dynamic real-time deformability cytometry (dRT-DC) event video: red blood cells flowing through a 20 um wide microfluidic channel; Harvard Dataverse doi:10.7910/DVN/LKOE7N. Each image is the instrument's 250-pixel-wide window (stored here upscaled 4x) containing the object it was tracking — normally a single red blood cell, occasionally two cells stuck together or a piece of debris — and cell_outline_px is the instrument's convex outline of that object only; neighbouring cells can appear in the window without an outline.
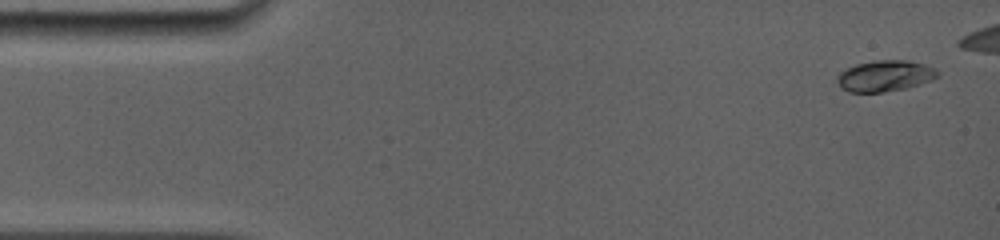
{"species": "common noctule bat (a hibernating species)", "species_latin": "Nyctalus noctula", "temperature_condition": "room temperature", "stored_images_in_passage": 26, "camera_frame_rate_fps": 5000, "um_per_image_px": 0.085, "animal": {"sex": "female", "body_mass_g": 19.0, "forearm_length_mm": 56.7}, "frame": {"image": 1, "passage_image": 1, "time_ms": 0.0, "image_size_px": [1000, 240], "cell_outline_px": [[940, 76], [932, 80], [920, 84], [904, 88], [880, 92], [848, 92], [840, 88], [836, 80], [836, 76], [840, 72], [856, 64], [876, 60], [908, 60], [924, 64], [936, 68], [940, 72]], "centroid_in_image_um": [75.23, 6.44], "position_along_channel_um": 9.8, "area_um2": 18.32}}
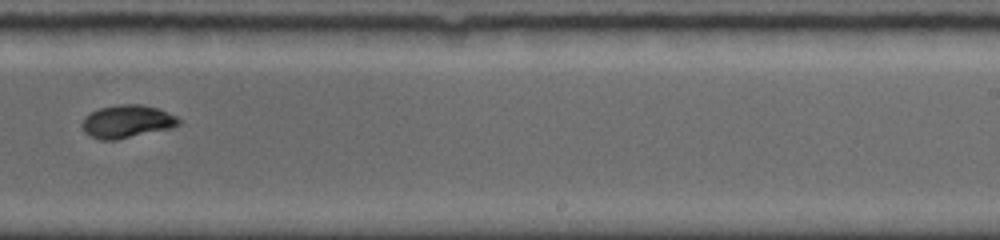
{"frame": {"image": 2, "passage_image": 17, "time_ms": 9.6, "image_size_px": [1000, 240], "cell_outline_px": [[180, 124], [172, 128], [116, 140], [100, 140], [88, 136], [84, 132], [80, 124], [84, 116], [100, 108], [120, 104], [140, 104], [160, 108], [176, 116], [180, 120]], "centroid_in_image_um": [10.78, 10.33], "position_along_channel_um": 278.2, "area_um2": 18.79}}
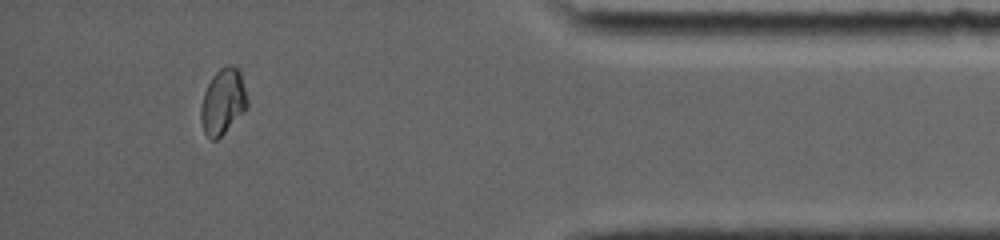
{"frame": {"image": 3, "passage_image": 25, "time_ms": 13.8, "image_size_px": [1000, 240], "cell_outline_px": [[248, 108], [216, 140], [212, 140], [204, 132], [200, 120], [200, 108], [204, 92], [212, 76], [220, 68], [228, 64], [232, 64], [240, 72], [248, 100]], "centroid_in_image_um": [18.95, 8.63], "position_along_channel_um": 416.3, "area_um2": 17.74}}